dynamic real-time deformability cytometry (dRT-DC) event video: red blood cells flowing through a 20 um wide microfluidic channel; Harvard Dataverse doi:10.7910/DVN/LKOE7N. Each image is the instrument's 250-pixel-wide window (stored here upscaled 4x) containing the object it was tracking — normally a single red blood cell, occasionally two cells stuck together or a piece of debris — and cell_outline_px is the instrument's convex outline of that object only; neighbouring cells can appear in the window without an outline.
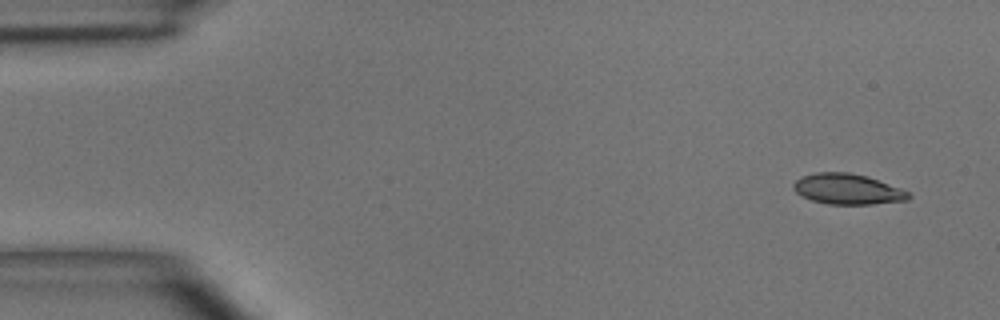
{"species": "common noctule bat (a hibernating species)", "species_latin": "Nyctalus noctula", "temperature_condition": "room temperature", "stored_images_in_passage": 48, "camera_frame_rate_fps": 3000, "um_per_image_px": 0.085, "animal": {"sex": "male", "body_mass_g": 15.6}, "frame": {"image": 1, "passage_image": 1, "time_ms": 0.0, "image_size_px": [1000, 320], "cell_outline_px": [[912, 196], [908, 200], [872, 204], [828, 204], [812, 200], [796, 192], [792, 188], [792, 184], [800, 176], [816, 172], [848, 172], [868, 176], [900, 188], [908, 192]], "centroid_in_image_um": [72.03, 16.06], "position_along_channel_um": 13.0, "area_um2": 20.52}}
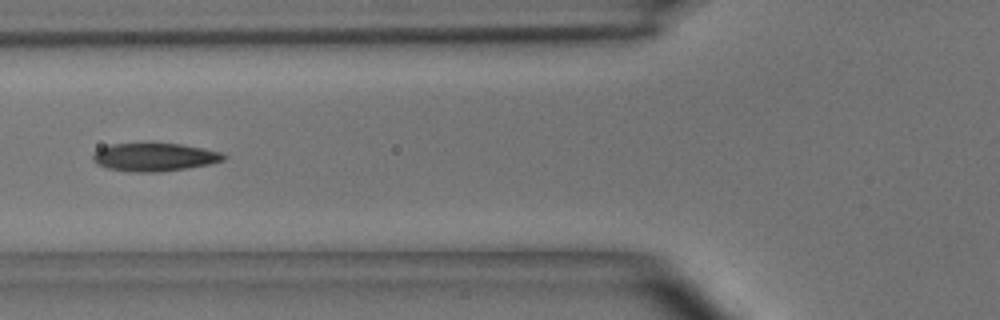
{"frame": {"image": 2, "passage_image": 17, "time_ms": 5.333, "image_size_px": [1000, 320], "cell_outline_px": [[228, 156], [224, 160], [208, 164], [188, 168], [160, 172], [128, 172], [108, 168], [96, 164], [92, 160], [92, 152], [100, 148], [112, 144], [152, 140], [180, 144], [204, 148], [220, 152]], "centroid_in_image_um": [13.08, 13.31], "position_along_channel_um": 112.7, "area_um2": 22.43}}
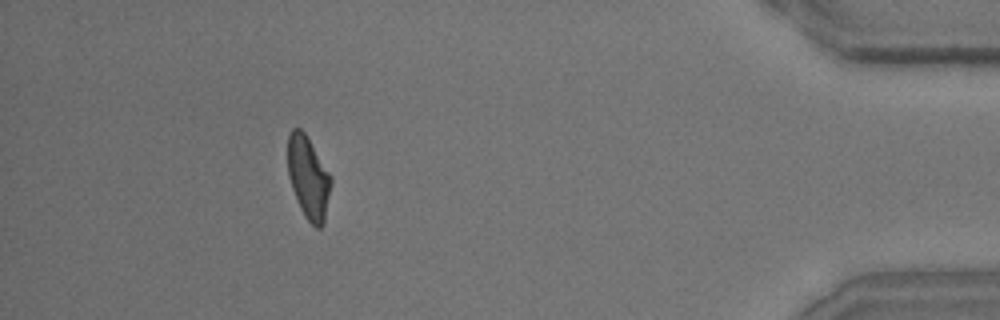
{"frame": {"image": 3, "passage_image": 44, "time_ms": 14.333, "image_size_px": [1000, 320], "cell_outline_px": [[332, 184], [324, 224], [320, 228], [316, 228], [308, 220], [300, 208], [292, 188], [288, 172], [288, 136], [292, 128], [300, 128], [304, 132], [332, 176]], "centroid_in_image_um": [26.23, 15.11], "position_along_channel_um": 409.0, "area_um2": 20.75}, "authors_computed_cell_mechanics": {"area_um2": 21.097, "velocity_mm_per_s": 3.9037, "shape_relaxation_time_tau1_ms": 5.7931, "shape_relaxation_time_tau2_ms": 1.963, "deformation_change_tau1": 0.1836, "deformation_change_tau2": 0.0904}}